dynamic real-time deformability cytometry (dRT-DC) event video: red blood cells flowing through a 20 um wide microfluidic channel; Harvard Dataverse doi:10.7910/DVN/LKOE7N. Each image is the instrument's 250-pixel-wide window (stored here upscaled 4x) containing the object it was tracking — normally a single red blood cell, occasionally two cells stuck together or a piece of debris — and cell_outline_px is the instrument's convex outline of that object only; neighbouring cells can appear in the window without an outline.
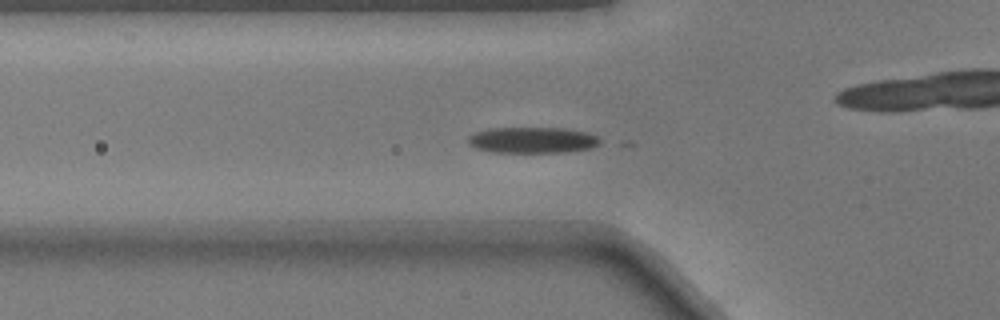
{"species": "common noctule bat (a hibernating species)", "species_latin": "Nyctalus noctula", "temperature_condition": "warm", "stored_images_in_passage": 41, "camera_frame_rate_fps": 3000, "um_per_image_px": 0.085, "animal": {"sex": "male", "body_mass_g": 17.9}, "frame": {"image": 1, "passage_image": 7, "time_ms": 2.0, "image_size_px": [1000, 320], "cell_outline_px": [[600, 144], [592, 148], [564, 152], [492, 152], [476, 148], [468, 144], [468, 136], [476, 132], [488, 128], [564, 128], [584, 132], [596, 136], [600, 140]], "centroid_in_image_um": [45.23, 11.91], "position_along_channel_um": 80.6, "area_um2": 19.94}}
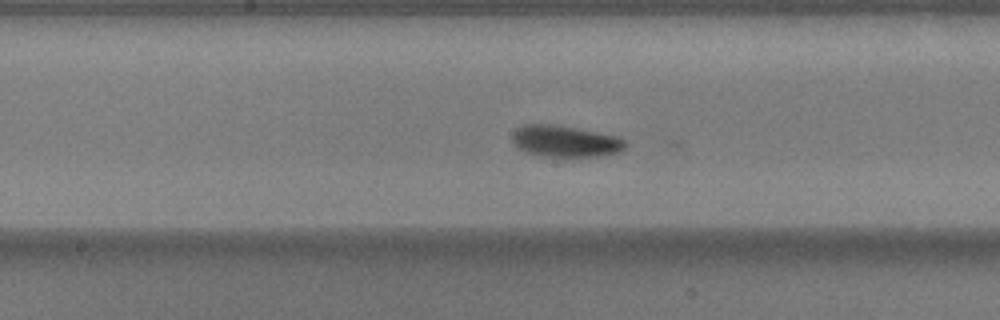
{"frame": {"image": 2, "passage_image": 16, "time_ms": 5.0, "image_size_px": [1000, 320], "cell_outline_px": [[628, 144], [620, 152], [600, 156], [540, 156], [524, 152], [516, 148], [512, 140], [512, 132], [516, 128], [524, 124], [552, 124], [576, 128], [616, 136], [624, 140]], "centroid_in_image_um": [47.99, 12.01], "position_along_channel_um": 200.2, "area_um2": 20.87}}
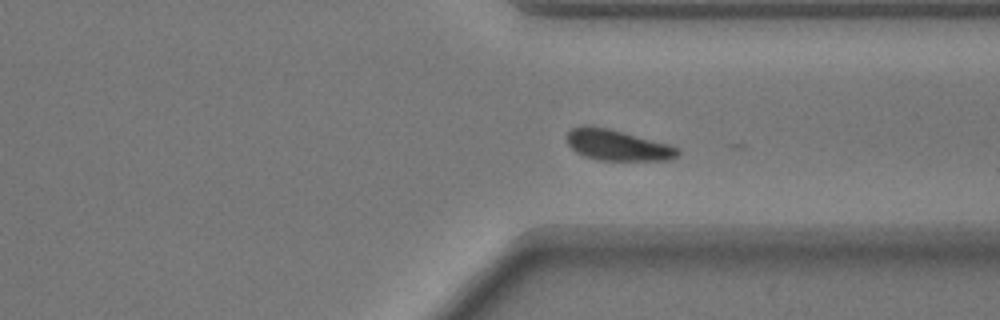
{"frame": {"image": 3, "passage_image": 28, "time_ms": 9.0, "image_size_px": [1000, 320], "cell_outline_px": [[680, 152], [672, 160], [596, 160], [584, 156], [576, 152], [568, 144], [568, 132], [572, 128], [580, 124], [584, 124], [608, 128], [668, 144], [680, 148]], "centroid_in_image_um": [52.47, 12.33], "position_along_channel_um": 358.9, "area_um2": 19.94}}